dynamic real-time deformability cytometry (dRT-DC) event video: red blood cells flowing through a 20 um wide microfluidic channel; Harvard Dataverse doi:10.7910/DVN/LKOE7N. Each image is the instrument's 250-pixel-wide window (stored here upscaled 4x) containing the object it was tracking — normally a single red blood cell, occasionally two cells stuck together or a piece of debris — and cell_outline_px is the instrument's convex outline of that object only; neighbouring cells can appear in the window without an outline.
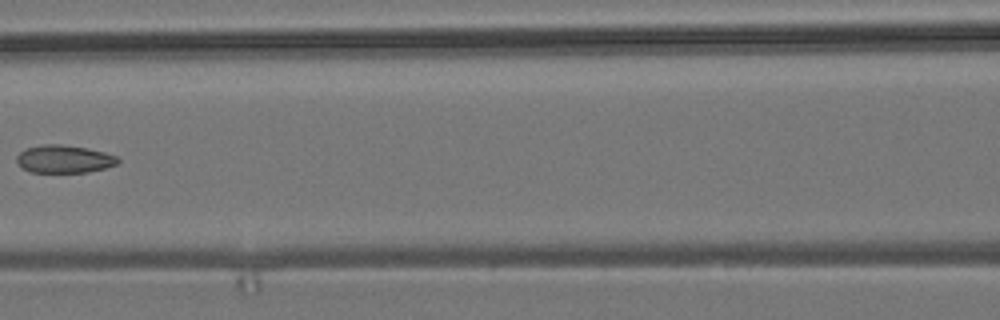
{"species": "common noctule bat (a hibernating species)", "species_latin": "Nyctalus noctula", "temperature_condition": "room temperature", "stored_images_in_passage": 8, "camera_frame_rate_fps": 3000, "um_per_image_px": 0.085, "animal": {"sex": "male", "body_mass_g": 19.2, "forearm_length_mm": 51.8}, "frame": {"image": 1, "passage_image": 7, "time_ms": 8.0, "image_size_px": [1000, 320], "cell_outline_px": [[120, 160], [116, 164], [104, 168], [88, 172], [32, 172], [24, 168], [16, 160], [16, 156], [20, 152], [28, 148], [44, 144], [60, 144], [88, 148], [104, 152], [116, 156]], "centroid_in_image_um": [5.47, 13.51], "position_along_channel_um": 161.1, "area_um2": 16.18}}
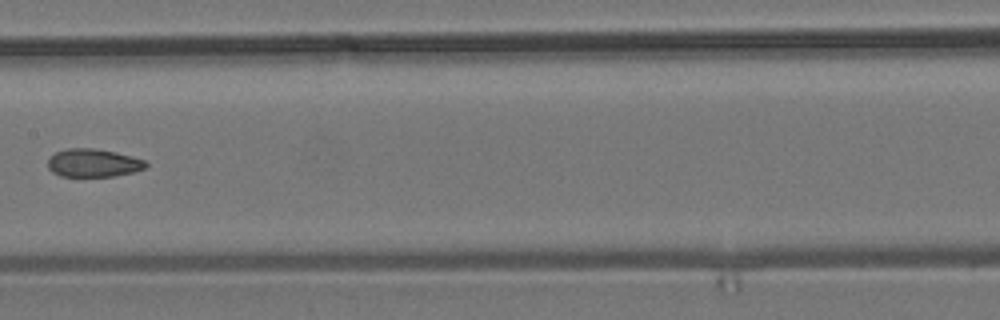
{"frame": {"image": 2, "passage_image": 8, "time_ms": 9.0, "image_size_px": [1000, 320], "cell_outline_px": [[148, 164], [144, 168], [132, 172], [112, 176], [60, 176], [52, 172], [48, 168], [48, 160], [56, 152], [68, 148], [92, 148], [116, 152], [132, 156], [144, 160]], "centroid_in_image_um": [7.91, 13.84], "position_along_channel_um": 199.5, "area_um2": 15.9}}